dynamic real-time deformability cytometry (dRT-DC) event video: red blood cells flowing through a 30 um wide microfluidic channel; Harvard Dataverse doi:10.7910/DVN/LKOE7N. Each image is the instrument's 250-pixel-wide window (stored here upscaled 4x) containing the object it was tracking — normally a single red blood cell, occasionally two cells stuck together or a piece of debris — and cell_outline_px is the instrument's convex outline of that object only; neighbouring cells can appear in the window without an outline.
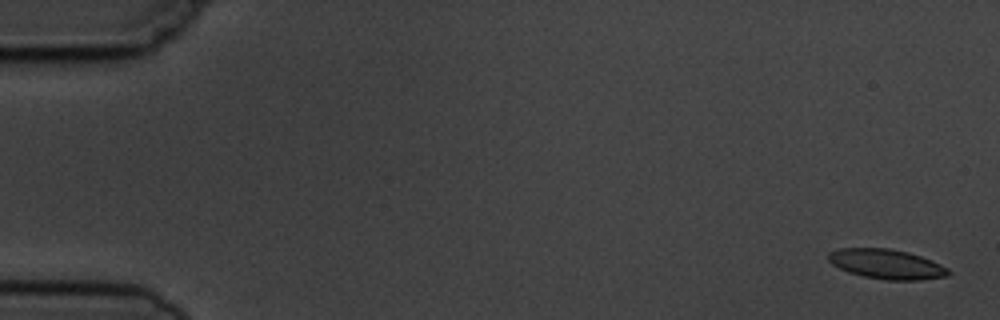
{"species": "common noctule bat (a hibernating species)", "species_latin": "Nyctalus noctula", "temperature_condition": "cold", "stored_images_in_passage": 5, "camera_frame_rate_fps": 3000, "um_per_image_px": 0.085, "animal": {"sex": "male", "body_mass_g": 19.5, "forearm_length_mm": 54.6}, "frame": {"image": 1, "passage_image": 1, "time_ms": 0.0, "image_size_px": [1000, 320], "cell_outline_px": [[952, 272], [948, 276], [920, 280], [884, 280], [864, 276], [848, 272], [832, 264], [828, 260], [828, 252], [840, 248], [888, 248], [908, 252], [932, 260], [948, 268]], "centroid_in_image_um": [75.37, 22.45], "position_along_channel_um": 9.6, "area_um2": 20.87}}
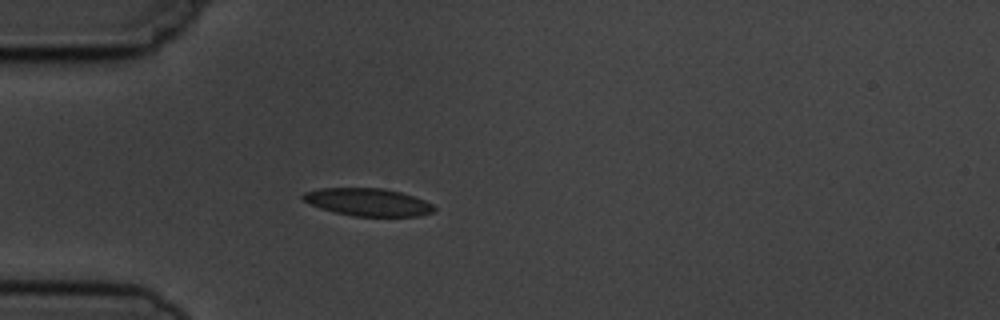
{"frame": {"image": 2, "passage_image": 5, "time_ms": 4.667, "image_size_px": [1000, 320], "cell_outline_px": [[436, 208], [432, 212], [416, 216], [352, 216], [320, 208], [304, 200], [300, 196], [304, 192], [320, 188], [384, 188], [400, 192], [424, 200], [432, 204]], "centroid_in_image_um": [31.26, 17.17], "position_along_channel_um": 53.7, "area_um2": 20.92}}